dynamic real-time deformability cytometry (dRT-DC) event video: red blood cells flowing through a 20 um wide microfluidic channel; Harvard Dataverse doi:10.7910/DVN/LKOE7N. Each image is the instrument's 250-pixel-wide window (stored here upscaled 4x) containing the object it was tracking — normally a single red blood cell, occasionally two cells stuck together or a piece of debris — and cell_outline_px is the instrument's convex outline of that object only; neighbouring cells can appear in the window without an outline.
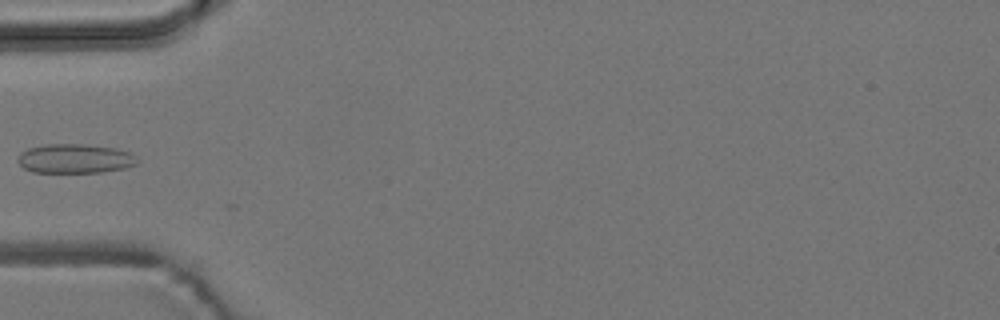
{"species": "common noctule bat (a hibernating species)", "species_latin": "Nyctalus noctula", "temperature_condition": "room temperature", "stored_images_in_passage": 7, "camera_frame_rate_fps": 3000, "um_per_image_px": 0.085, "animal": {"sex": "male", "body_mass_g": 19.2, "forearm_length_mm": 51.8}, "frame": {"image": 1, "passage_image": 5, "time_ms": 4.667, "image_size_px": [1000, 320], "cell_outline_px": [[136, 164], [124, 168], [100, 172], [32, 172], [24, 168], [16, 160], [20, 152], [28, 148], [44, 144], [84, 144], [116, 148], [128, 152], [136, 160]], "centroid_in_image_um": [6.3, 13.47], "position_along_channel_um": 78.7, "area_um2": 20.23}}
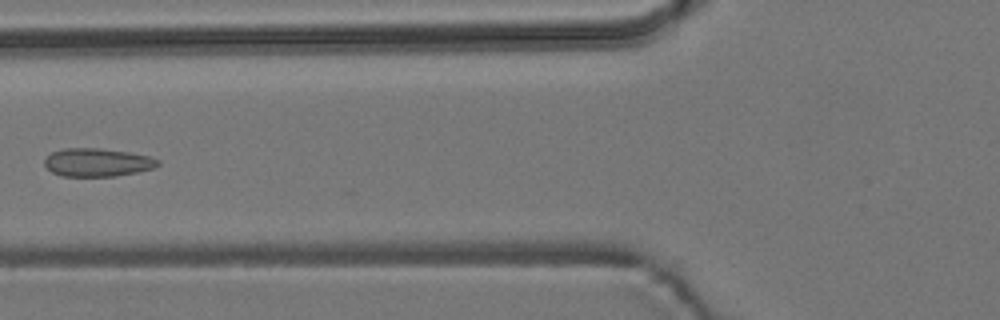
{"frame": {"image": 2, "passage_image": 6, "time_ms": 5.667, "image_size_px": [1000, 320], "cell_outline_px": [[160, 164], [152, 168], [136, 172], [116, 176], [64, 176], [52, 172], [44, 164], [44, 160], [52, 152], [64, 148], [100, 148], [128, 152], [148, 156], [160, 160]], "centroid_in_image_um": [8.27, 13.8], "position_along_channel_um": 117.5, "area_um2": 18.5}}
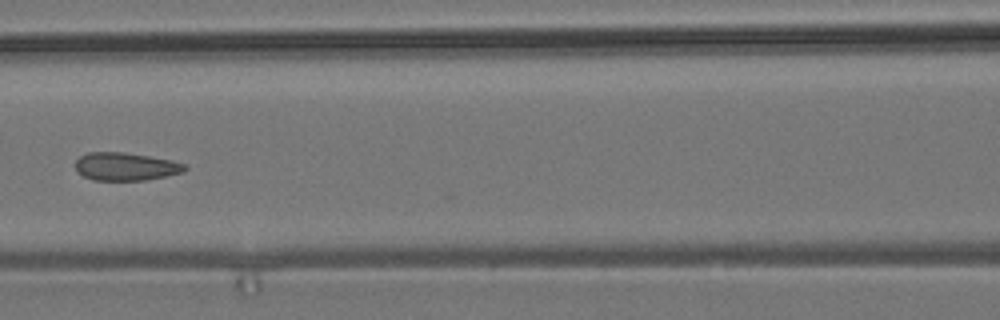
{"frame": {"image": 3, "passage_image": 7, "time_ms": 6.667, "image_size_px": [1000, 320], "cell_outline_px": [[188, 168], [184, 172], [144, 180], [92, 180], [84, 176], [76, 168], [76, 160], [80, 156], [88, 152], [124, 152], [172, 160], [184, 164]], "centroid_in_image_um": [10.69, 14.15], "position_along_channel_um": 155.9, "area_um2": 17.69}}